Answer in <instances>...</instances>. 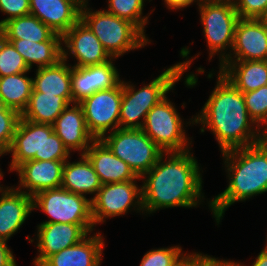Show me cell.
I'll list each match as a JSON object with an SVG mask.
<instances>
[{"label":"cell","instance_id":"obj_1","mask_svg":"<svg viewBox=\"0 0 267 266\" xmlns=\"http://www.w3.org/2000/svg\"><path fill=\"white\" fill-rule=\"evenodd\" d=\"M165 155L169 156L165 159ZM199 164L190 153L164 152L141 179L144 213L172 207H197L204 196ZM200 202V203H199Z\"/></svg>","mask_w":267,"mask_h":266},{"label":"cell","instance_id":"obj_2","mask_svg":"<svg viewBox=\"0 0 267 266\" xmlns=\"http://www.w3.org/2000/svg\"><path fill=\"white\" fill-rule=\"evenodd\" d=\"M217 78V85L201 112L188 123H201L202 133L210 129L222 153L262 141L266 134L249 117L243 93L220 72Z\"/></svg>","mask_w":267,"mask_h":266},{"label":"cell","instance_id":"obj_3","mask_svg":"<svg viewBox=\"0 0 267 266\" xmlns=\"http://www.w3.org/2000/svg\"><path fill=\"white\" fill-rule=\"evenodd\" d=\"M228 187L208 202L217 225L233 203L267 192V138L243 148L222 153Z\"/></svg>","mask_w":267,"mask_h":266},{"label":"cell","instance_id":"obj_4","mask_svg":"<svg viewBox=\"0 0 267 266\" xmlns=\"http://www.w3.org/2000/svg\"><path fill=\"white\" fill-rule=\"evenodd\" d=\"M189 54L190 50L187 47L182 48L180 55L183 58L186 57L184 62L170 66L149 84L144 85L137 91L134 85L122 81L121 129H142L150 109L164 99L170 90H173L175 83L190 68L195 57L189 59ZM141 118L142 121H140Z\"/></svg>","mask_w":267,"mask_h":266},{"label":"cell","instance_id":"obj_5","mask_svg":"<svg viewBox=\"0 0 267 266\" xmlns=\"http://www.w3.org/2000/svg\"><path fill=\"white\" fill-rule=\"evenodd\" d=\"M10 171L29 160L67 161L70 152L57 136L51 124L35 123L20 118L11 146Z\"/></svg>","mask_w":267,"mask_h":266},{"label":"cell","instance_id":"obj_6","mask_svg":"<svg viewBox=\"0 0 267 266\" xmlns=\"http://www.w3.org/2000/svg\"><path fill=\"white\" fill-rule=\"evenodd\" d=\"M88 0L83 2L81 20L99 39L104 49L112 58L142 48L150 42L133 23L119 18L106 10L93 11L87 7Z\"/></svg>","mask_w":267,"mask_h":266},{"label":"cell","instance_id":"obj_7","mask_svg":"<svg viewBox=\"0 0 267 266\" xmlns=\"http://www.w3.org/2000/svg\"><path fill=\"white\" fill-rule=\"evenodd\" d=\"M39 208L51 218L42 223L80 225L88 234L95 230L91 215V200L62 187L44 190L33 196V209Z\"/></svg>","mask_w":267,"mask_h":266},{"label":"cell","instance_id":"obj_8","mask_svg":"<svg viewBox=\"0 0 267 266\" xmlns=\"http://www.w3.org/2000/svg\"><path fill=\"white\" fill-rule=\"evenodd\" d=\"M101 140L138 177L148 172L164 153L142 129L118 128Z\"/></svg>","mask_w":267,"mask_h":266},{"label":"cell","instance_id":"obj_9","mask_svg":"<svg viewBox=\"0 0 267 266\" xmlns=\"http://www.w3.org/2000/svg\"><path fill=\"white\" fill-rule=\"evenodd\" d=\"M198 6L200 21L203 24V32L209 48V60L215 53L220 52L221 64L227 58L226 49L232 50L239 15L233 0H219Z\"/></svg>","mask_w":267,"mask_h":266},{"label":"cell","instance_id":"obj_10","mask_svg":"<svg viewBox=\"0 0 267 266\" xmlns=\"http://www.w3.org/2000/svg\"><path fill=\"white\" fill-rule=\"evenodd\" d=\"M183 124L175 105L166 96L147 113L142 130L162 151L183 152L191 145Z\"/></svg>","mask_w":267,"mask_h":266},{"label":"cell","instance_id":"obj_11","mask_svg":"<svg viewBox=\"0 0 267 266\" xmlns=\"http://www.w3.org/2000/svg\"><path fill=\"white\" fill-rule=\"evenodd\" d=\"M136 180L102 184L91 200V215L94 225L104 223L106 218H114L131 210V206L143 212L142 186Z\"/></svg>","mask_w":267,"mask_h":266},{"label":"cell","instance_id":"obj_12","mask_svg":"<svg viewBox=\"0 0 267 266\" xmlns=\"http://www.w3.org/2000/svg\"><path fill=\"white\" fill-rule=\"evenodd\" d=\"M121 100L122 81L116 87L99 90L78 103L87 128L95 139L106 136L110 129L112 132L120 128Z\"/></svg>","mask_w":267,"mask_h":266},{"label":"cell","instance_id":"obj_13","mask_svg":"<svg viewBox=\"0 0 267 266\" xmlns=\"http://www.w3.org/2000/svg\"><path fill=\"white\" fill-rule=\"evenodd\" d=\"M62 59L67 61L68 52L77 59L73 67H86L99 65L112 59L104 49L99 39L90 28L80 19L66 33L62 35Z\"/></svg>","mask_w":267,"mask_h":266},{"label":"cell","instance_id":"obj_14","mask_svg":"<svg viewBox=\"0 0 267 266\" xmlns=\"http://www.w3.org/2000/svg\"><path fill=\"white\" fill-rule=\"evenodd\" d=\"M251 60H267V27L260 19L239 18L232 50L224 61Z\"/></svg>","mask_w":267,"mask_h":266},{"label":"cell","instance_id":"obj_15","mask_svg":"<svg viewBox=\"0 0 267 266\" xmlns=\"http://www.w3.org/2000/svg\"><path fill=\"white\" fill-rule=\"evenodd\" d=\"M113 59L86 67H71V92L73 103H80L85 98L99 90L116 87L120 80L119 73L114 66Z\"/></svg>","mask_w":267,"mask_h":266},{"label":"cell","instance_id":"obj_16","mask_svg":"<svg viewBox=\"0 0 267 266\" xmlns=\"http://www.w3.org/2000/svg\"><path fill=\"white\" fill-rule=\"evenodd\" d=\"M38 256L35 266H40L48 257L79 243L89 235L80 225L70 223H40L37 226Z\"/></svg>","mask_w":267,"mask_h":266},{"label":"cell","instance_id":"obj_17","mask_svg":"<svg viewBox=\"0 0 267 266\" xmlns=\"http://www.w3.org/2000/svg\"><path fill=\"white\" fill-rule=\"evenodd\" d=\"M64 163L65 161L29 160L20 164L14 170L18 172L20 179L16 189H24L22 192L33 197L41 191L61 187Z\"/></svg>","mask_w":267,"mask_h":266},{"label":"cell","instance_id":"obj_18","mask_svg":"<svg viewBox=\"0 0 267 266\" xmlns=\"http://www.w3.org/2000/svg\"><path fill=\"white\" fill-rule=\"evenodd\" d=\"M30 14L61 36L81 19L85 0H29Z\"/></svg>","mask_w":267,"mask_h":266},{"label":"cell","instance_id":"obj_19","mask_svg":"<svg viewBox=\"0 0 267 266\" xmlns=\"http://www.w3.org/2000/svg\"><path fill=\"white\" fill-rule=\"evenodd\" d=\"M68 105L52 124L54 132L69 152L82 151L84 155L95 138L89 132L82 107L78 103Z\"/></svg>","mask_w":267,"mask_h":266},{"label":"cell","instance_id":"obj_20","mask_svg":"<svg viewBox=\"0 0 267 266\" xmlns=\"http://www.w3.org/2000/svg\"><path fill=\"white\" fill-rule=\"evenodd\" d=\"M84 155L93 165L102 184L141 180L101 139H95Z\"/></svg>","mask_w":267,"mask_h":266},{"label":"cell","instance_id":"obj_21","mask_svg":"<svg viewBox=\"0 0 267 266\" xmlns=\"http://www.w3.org/2000/svg\"><path fill=\"white\" fill-rule=\"evenodd\" d=\"M0 238L9 240L33 211V197L14 187L0 189Z\"/></svg>","mask_w":267,"mask_h":266},{"label":"cell","instance_id":"obj_22","mask_svg":"<svg viewBox=\"0 0 267 266\" xmlns=\"http://www.w3.org/2000/svg\"><path fill=\"white\" fill-rule=\"evenodd\" d=\"M105 246L100 233L48 257L40 266H100Z\"/></svg>","mask_w":267,"mask_h":266},{"label":"cell","instance_id":"obj_23","mask_svg":"<svg viewBox=\"0 0 267 266\" xmlns=\"http://www.w3.org/2000/svg\"><path fill=\"white\" fill-rule=\"evenodd\" d=\"M219 66V72L242 93L267 85V60L223 61Z\"/></svg>","mask_w":267,"mask_h":266},{"label":"cell","instance_id":"obj_24","mask_svg":"<svg viewBox=\"0 0 267 266\" xmlns=\"http://www.w3.org/2000/svg\"><path fill=\"white\" fill-rule=\"evenodd\" d=\"M32 78V91L42 92L44 95L62 97L69 105L73 104L71 92V65L61 59L52 66L40 67Z\"/></svg>","mask_w":267,"mask_h":266},{"label":"cell","instance_id":"obj_25","mask_svg":"<svg viewBox=\"0 0 267 266\" xmlns=\"http://www.w3.org/2000/svg\"><path fill=\"white\" fill-rule=\"evenodd\" d=\"M11 42L19 54L24 58L27 66L32 69L52 66L62 59V36L54 33L47 41L33 42L24 39H6Z\"/></svg>","mask_w":267,"mask_h":266},{"label":"cell","instance_id":"obj_26","mask_svg":"<svg viewBox=\"0 0 267 266\" xmlns=\"http://www.w3.org/2000/svg\"><path fill=\"white\" fill-rule=\"evenodd\" d=\"M80 156L82 157L77 162L65 161L61 187L75 194L96 196L102 183L88 158L85 155Z\"/></svg>","mask_w":267,"mask_h":266},{"label":"cell","instance_id":"obj_27","mask_svg":"<svg viewBox=\"0 0 267 266\" xmlns=\"http://www.w3.org/2000/svg\"><path fill=\"white\" fill-rule=\"evenodd\" d=\"M68 105L62 97L32 91L21 118L35 123L52 125Z\"/></svg>","mask_w":267,"mask_h":266},{"label":"cell","instance_id":"obj_28","mask_svg":"<svg viewBox=\"0 0 267 266\" xmlns=\"http://www.w3.org/2000/svg\"><path fill=\"white\" fill-rule=\"evenodd\" d=\"M0 32L5 39H24V41L44 42L55 32L37 17L28 14L6 21Z\"/></svg>","mask_w":267,"mask_h":266},{"label":"cell","instance_id":"obj_29","mask_svg":"<svg viewBox=\"0 0 267 266\" xmlns=\"http://www.w3.org/2000/svg\"><path fill=\"white\" fill-rule=\"evenodd\" d=\"M25 74L27 72L0 77V98L8 108L20 115L26 108L33 89L32 78Z\"/></svg>","mask_w":267,"mask_h":266},{"label":"cell","instance_id":"obj_30","mask_svg":"<svg viewBox=\"0 0 267 266\" xmlns=\"http://www.w3.org/2000/svg\"><path fill=\"white\" fill-rule=\"evenodd\" d=\"M144 1L108 0V10L106 9V11L119 18L130 21L145 35L144 31L149 15L142 17Z\"/></svg>","mask_w":267,"mask_h":266},{"label":"cell","instance_id":"obj_31","mask_svg":"<svg viewBox=\"0 0 267 266\" xmlns=\"http://www.w3.org/2000/svg\"><path fill=\"white\" fill-rule=\"evenodd\" d=\"M24 58L0 32V77L29 72Z\"/></svg>","mask_w":267,"mask_h":266},{"label":"cell","instance_id":"obj_32","mask_svg":"<svg viewBox=\"0 0 267 266\" xmlns=\"http://www.w3.org/2000/svg\"><path fill=\"white\" fill-rule=\"evenodd\" d=\"M249 117L267 133V85L243 93ZM262 124V125H261ZM261 126V127H260ZM263 126V128H262ZM265 126V127H264Z\"/></svg>","mask_w":267,"mask_h":266},{"label":"cell","instance_id":"obj_33","mask_svg":"<svg viewBox=\"0 0 267 266\" xmlns=\"http://www.w3.org/2000/svg\"><path fill=\"white\" fill-rule=\"evenodd\" d=\"M187 255L179 246L152 249L144 254L140 266H177Z\"/></svg>","mask_w":267,"mask_h":266},{"label":"cell","instance_id":"obj_34","mask_svg":"<svg viewBox=\"0 0 267 266\" xmlns=\"http://www.w3.org/2000/svg\"><path fill=\"white\" fill-rule=\"evenodd\" d=\"M20 118L18 112H0V152L3 155L7 154L11 146Z\"/></svg>","mask_w":267,"mask_h":266},{"label":"cell","instance_id":"obj_35","mask_svg":"<svg viewBox=\"0 0 267 266\" xmlns=\"http://www.w3.org/2000/svg\"><path fill=\"white\" fill-rule=\"evenodd\" d=\"M239 18L259 19L267 9V0H233Z\"/></svg>","mask_w":267,"mask_h":266},{"label":"cell","instance_id":"obj_36","mask_svg":"<svg viewBox=\"0 0 267 266\" xmlns=\"http://www.w3.org/2000/svg\"><path fill=\"white\" fill-rule=\"evenodd\" d=\"M0 10L9 16L0 21V27L8 20L30 14L29 0H0Z\"/></svg>","mask_w":267,"mask_h":266},{"label":"cell","instance_id":"obj_37","mask_svg":"<svg viewBox=\"0 0 267 266\" xmlns=\"http://www.w3.org/2000/svg\"><path fill=\"white\" fill-rule=\"evenodd\" d=\"M207 254L194 252L186 256V266H235V262L227 260H217Z\"/></svg>","mask_w":267,"mask_h":266},{"label":"cell","instance_id":"obj_38","mask_svg":"<svg viewBox=\"0 0 267 266\" xmlns=\"http://www.w3.org/2000/svg\"><path fill=\"white\" fill-rule=\"evenodd\" d=\"M0 266H17L11 249L7 246V241L0 238Z\"/></svg>","mask_w":267,"mask_h":266},{"label":"cell","instance_id":"obj_39","mask_svg":"<svg viewBox=\"0 0 267 266\" xmlns=\"http://www.w3.org/2000/svg\"><path fill=\"white\" fill-rule=\"evenodd\" d=\"M164 2H165V5H167L168 9L177 10L183 7H187L195 1L194 0H165Z\"/></svg>","mask_w":267,"mask_h":266},{"label":"cell","instance_id":"obj_40","mask_svg":"<svg viewBox=\"0 0 267 266\" xmlns=\"http://www.w3.org/2000/svg\"><path fill=\"white\" fill-rule=\"evenodd\" d=\"M235 266H245V265L240 262H235ZM252 266H267V245L263 250H261L259 255L256 257L254 263L252 264Z\"/></svg>","mask_w":267,"mask_h":266},{"label":"cell","instance_id":"obj_41","mask_svg":"<svg viewBox=\"0 0 267 266\" xmlns=\"http://www.w3.org/2000/svg\"><path fill=\"white\" fill-rule=\"evenodd\" d=\"M0 112H17L6 106L5 102L0 98Z\"/></svg>","mask_w":267,"mask_h":266},{"label":"cell","instance_id":"obj_42","mask_svg":"<svg viewBox=\"0 0 267 266\" xmlns=\"http://www.w3.org/2000/svg\"><path fill=\"white\" fill-rule=\"evenodd\" d=\"M259 19L267 27V9H266L265 13Z\"/></svg>","mask_w":267,"mask_h":266},{"label":"cell","instance_id":"obj_43","mask_svg":"<svg viewBox=\"0 0 267 266\" xmlns=\"http://www.w3.org/2000/svg\"><path fill=\"white\" fill-rule=\"evenodd\" d=\"M195 2H198L197 4H202V3H209V2H216L219 0H194Z\"/></svg>","mask_w":267,"mask_h":266},{"label":"cell","instance_id":"obj_44","mask_svg":"<svg viewBox=\"0 0 267 266\" xmlns=\"http://www.w3.org/2000/svg\"><path fill=\"white\" fill-rule=\"evenodd\" d=\"M177 266H186V257Z\"/></svg>","mask_w":267,"mask_h":266},{"label":"cell","instance_id":"obj_45","mask_svg":"<svg viewBox=\"0 0 267 266\" xmlns=\"http://www.w3.org/2000/svg\"><path fill=\"white\" fill-rule=\"evenodd\" d=\"M1 178H3V174H2V172H1V169H0V179ZM2 187H1V185H0V189H1Z\"/></svg>","mask_w":267,"mask_h":266}]
</instances>
